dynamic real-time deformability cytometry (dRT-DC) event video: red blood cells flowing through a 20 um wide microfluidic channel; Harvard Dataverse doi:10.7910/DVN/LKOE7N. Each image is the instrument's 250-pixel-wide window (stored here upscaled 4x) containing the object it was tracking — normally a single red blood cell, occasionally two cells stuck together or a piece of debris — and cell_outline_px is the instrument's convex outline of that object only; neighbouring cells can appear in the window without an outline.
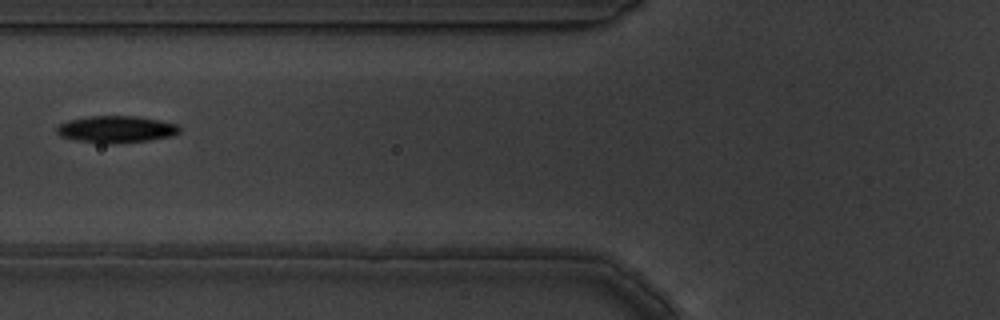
{"species": "common noctule bat (a hibernating species)", "species_latin": "Nyctalus noctula", "temperature_condition": "warm", "stored_images_in_passage": 11, "camera_frame_rate_fps": 3000, "um_per_image_px": 0.085, "animal": {"sex": "male", "body_mass_g": 19.5, "forearm_length_mm": 54.6}, "frame": {"image": 1, "passage_image": 2, "time_ms": 0.333, "image_size_px": [1000, 320], "cell_outline_px": [[180, 132], [172, 136], [152, 140], [112, 144], [108, 144], [76, 140], [60, 136], [56, 132], [56, 128], [60, 124], [68, 120], [88, 116], [136, 116], [160, 120], [180, 124]], "centroid_in_image_um": [9.91, 10.99], "position_along_channel_um": 115.9, "area_um2": 19.48}}
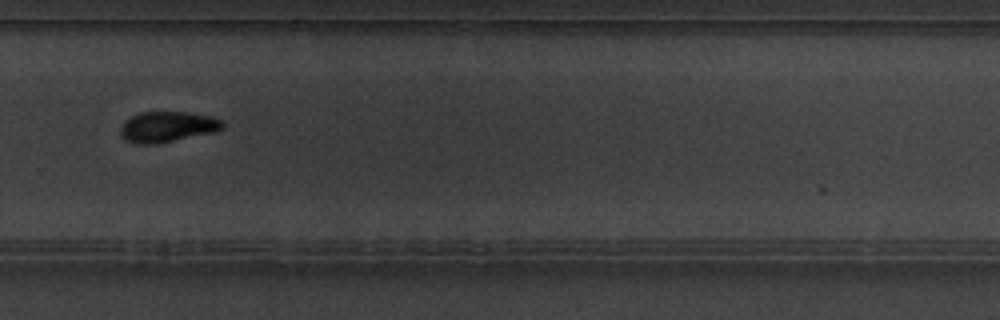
{"frame": {"image": 2, "passage_image": 7, "time_ms": 2.0, "image_size_px": [1000, 320], "cell_outline_px": [[224, 128], [212, 132], [156, 144], [136, 144], [124, 140], [120, 136], [120, 128], [124, 120], [140, 112], [184, 112], [212, 116], [220, 120], [224, 124]], "centroid_in_image_um": [14.17, 10.78], "position_along_channel_um": 315.6, "area_um2": 18.21}}
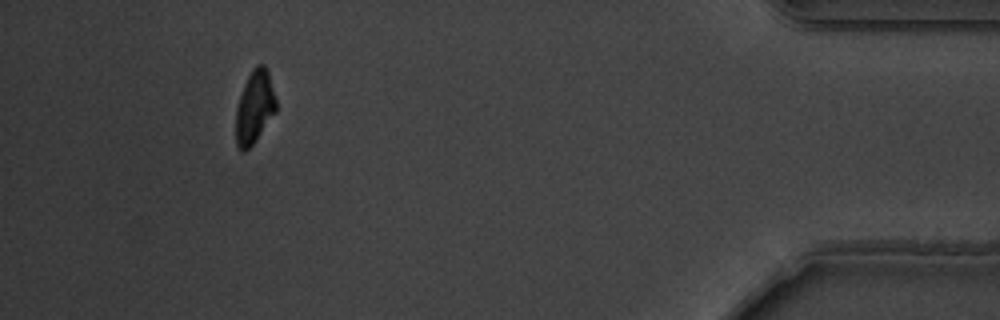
{"frame": {"image": 3, "passage_image": 10, "time_ms": 3.0, "image_size_px": [1000, 320], "cell_outline_px": [[276, 112], [256, 140], [244, 152], [240, 152], [236, 144], [236, 108], [244, 84], [252, 68], [256, 64], [264, 64], [268, 68], [276, 100]], "centroid_in_image_um": [21.64, 9.08], "position_along_channel_um": 413.6, "area_um2": 17.22}}